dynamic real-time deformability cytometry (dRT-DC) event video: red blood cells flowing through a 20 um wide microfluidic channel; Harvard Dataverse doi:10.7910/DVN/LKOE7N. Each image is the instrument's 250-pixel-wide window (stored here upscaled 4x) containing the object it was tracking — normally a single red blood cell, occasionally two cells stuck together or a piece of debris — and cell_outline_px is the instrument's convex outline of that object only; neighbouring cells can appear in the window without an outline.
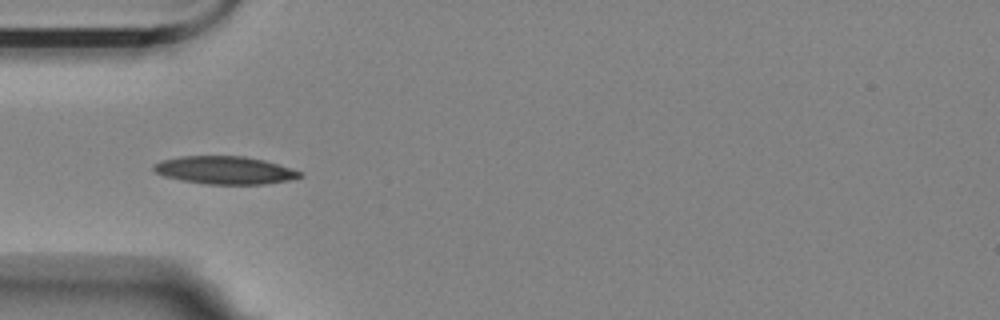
{"species": "Egyptian fruit bat (a non-hibernating species)", "species_latin": "Rousettus aegyptiacus", "temperature_condition": "room temperature", "stored_images_in_passage": 8, "camera_frame_rate_fps": 3000, "um_per_image_px": 0.085, "animal": {"sex": "female"}, "frame": {"image": 1, "passage_image": 3, "time_ms": 3.333, "image_size_px": [1000, 320], "cell_outline_px": [[304, 176], [288, 180], [264, 184], [208, 184], [184, 180], [164, 176], [156, 172], [152, 168], [152, 164], [160, 160], [180, 156], [244, 156], [264, 160], [304, 172]], "centroid_in_image_um": [19.11, 14.46], "position_along_channel_um": 65.9, "area_um2": 23.7}}
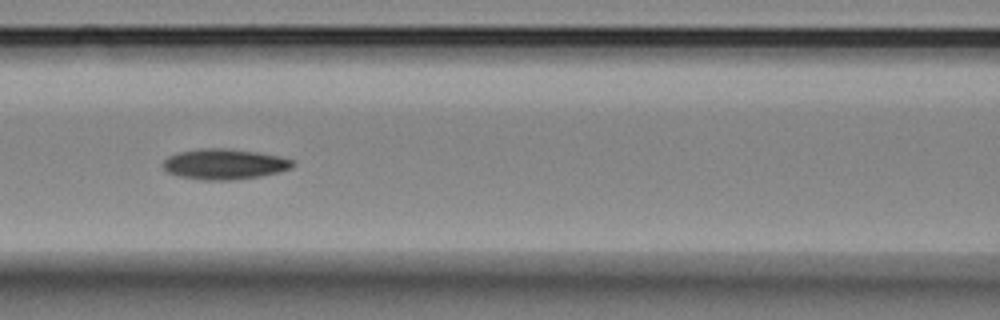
{"frame": {"image": 2, "passage_image": 5, "time_ms": 5.667, "image_size_px": [1000, 320], "cell_outline_px": [[296, 164], [292, 168], [280, 172], [260, 176], [232, 180], [200, 180], [176, 176], [168, 172], [160, 164], [168, 156], [176, 152], [200, 148], [228, 148], [256, 152], [280, 156], [296, 160]], "centroid_in_image_um": [19.07, 13.95], "position_along_channel_um": 147.5, "area_um2": 23.52}}
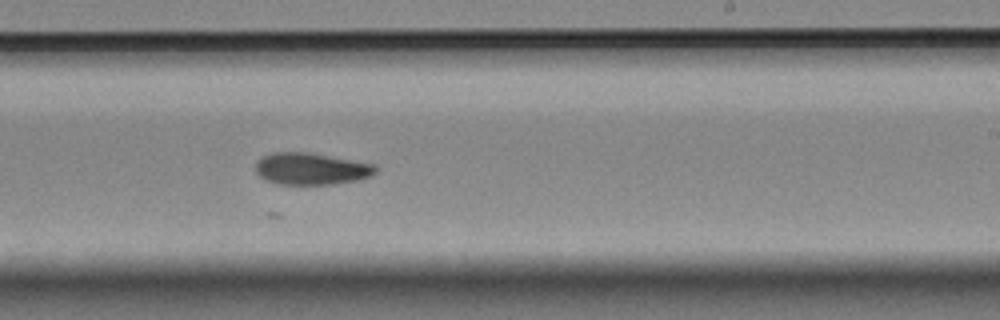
{"frame": {"image": 3, "passage_image": 8, "time_ms": 9.0, "image_size_px": [1000, 320], "cell_outline_px": [[376, 172], [372, 176], [356, 180], [332, 184], [276, 184], [264, 180], [256, 172], [256, 164], [264, 156], [272, 152], [308, 152], [376, 164]], "centroid_in_image_um": [26.46, 14.35], "position_along_channel_um": 262.5, "area_um2": 22.25}}